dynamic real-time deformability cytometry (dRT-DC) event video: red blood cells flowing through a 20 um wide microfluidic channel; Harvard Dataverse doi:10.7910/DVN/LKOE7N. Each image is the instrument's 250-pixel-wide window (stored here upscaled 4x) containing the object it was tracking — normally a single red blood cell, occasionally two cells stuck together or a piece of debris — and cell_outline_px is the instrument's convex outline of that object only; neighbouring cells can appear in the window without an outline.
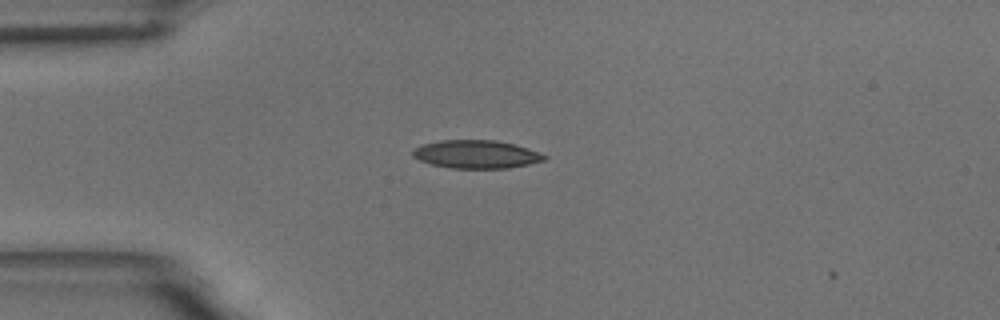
{"species": "common noctule bat (a hibernating species)", "species_latin": "Nyctalus noctula", "temperature_condition": "room temperature", "stored_images_in_passage": 3, "camera_frame_rate_fps": 3000, "um_per_image_px": 0.085, "animal": {"sex": "male", "body_mass_g": 18.8}, "frame": {"image": 1, "passage_image": 1, "time_ms": 0.0, "image_size_px": [1000, 320], "cell_outline_px": [[548, 156], [544, 160], [528, 164], [508, 168], [452, 168], [432, 164], [420, 160], [412, 156], [412, 148], [420, 144], [440, 140], [496, 140], [528, 148]], "centroid_in_image_um": [40.44, 13.1], "position_along_channel_um": 44.6, "area_um2": 21.56}}